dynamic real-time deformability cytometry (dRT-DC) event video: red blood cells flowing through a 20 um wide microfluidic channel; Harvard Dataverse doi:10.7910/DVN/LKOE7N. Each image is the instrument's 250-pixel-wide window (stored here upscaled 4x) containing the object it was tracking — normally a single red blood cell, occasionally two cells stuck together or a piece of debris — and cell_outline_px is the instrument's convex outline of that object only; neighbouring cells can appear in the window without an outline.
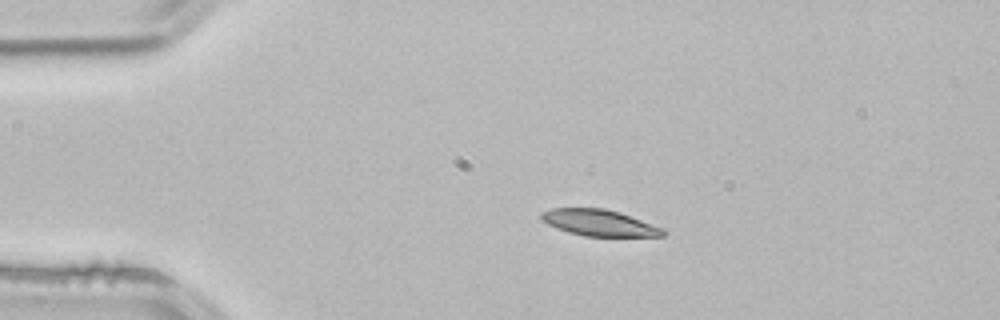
{"species": "common noctule bat (a hibernating species)", "species_latin": "Nyctalus noctula", "temperature_condition": "room temperature", "stored_images_in_passage": 1, "camera_frame_rate_fps": 3000, "um_per_image_px": 0.085, "animal": {"sex": "male", "body_mass_g": 21.5, "forearm_length_mm": 52.0}, "frame": {"image": 1, "passage_image": 1, "time_ms": 0.0, "image_size_px": [1000, 320], "cell_outline_px": [[668, 232], [664, 236], [584, 236], [568, 232], [548, 224], [540, 220], [540, 212], [552, 208], [604, 208], [620, 212], [664, 228]], "centroid_in_image_um": [50.94, 18.93], "position_along_channel_um": 34.1, "area_um2": 18.79}}